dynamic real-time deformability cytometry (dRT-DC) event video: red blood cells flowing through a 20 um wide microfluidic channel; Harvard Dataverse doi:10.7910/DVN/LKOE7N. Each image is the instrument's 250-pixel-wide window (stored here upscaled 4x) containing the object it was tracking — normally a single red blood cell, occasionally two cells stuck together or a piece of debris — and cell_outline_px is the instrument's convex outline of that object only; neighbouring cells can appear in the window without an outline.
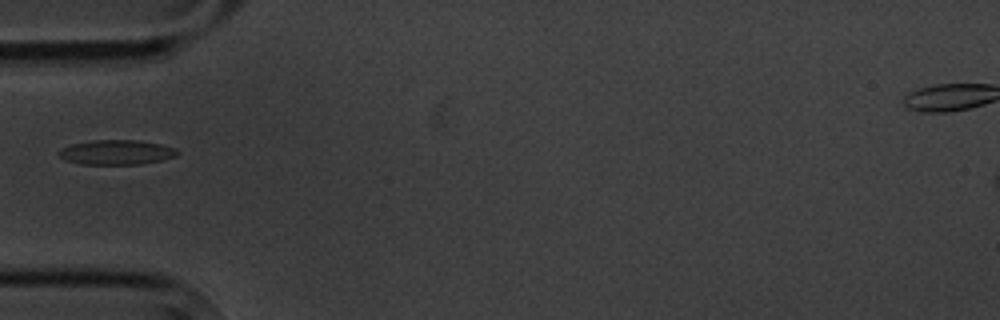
{"species": "common noctule bat (a hibernating species)", "species_latin": "Nyctalus noctula", "temperature_condition": "cold", "stored_images_in_passage": 12, "camera_frame_rate_fps": 3000, "um_per_image_px": 0.085, "animal": {"sex": "male", "body_mass_g": 20.1, "forearm_length_mm": 53.5}, "frame": {"image": 1, "passage_image": 2, "time_ms": 1.333, "image_size_px": [1000, 320], "cell_outline_px": [[180, 152], [176, 156], [160, 160], [140, 164], [80, 164], [64, 160], [56, 152], [60, 148], [72, 144], [92, 140], [140, 140], [160, 144], [176, 148]], "centroid_in_image_um": [9.88, 12.94], "position_along_channel_um": 75.1, "area_um2": 17.17}}
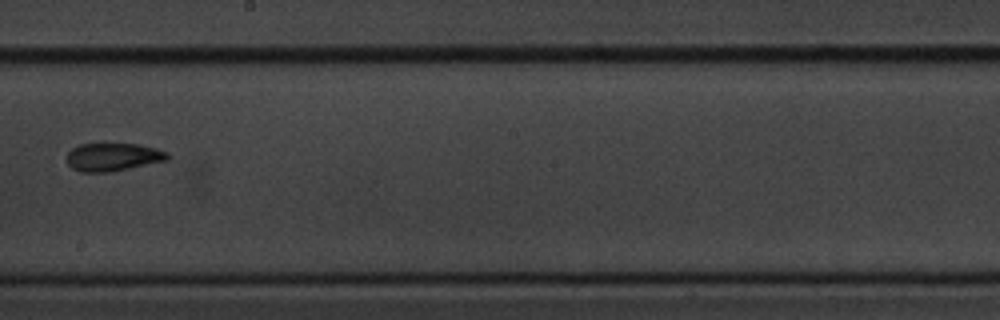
{"frame": {"image": 2, "passage_image": 6, "time_ms": 6.0, "image_size_px": [1000, 320], "cell_outline_px": [[168, 160], [108, 172], [80, 172], [72, 168], [68, 164], [68, 152], [72, 148], [80, 144], [104, 140], [140, 144], [156, 148], [168, 152]], "centroid_in_image_um": [9.58, 13.28], "position_along_channel_um": 238.6, "area_um2": 17.17}}
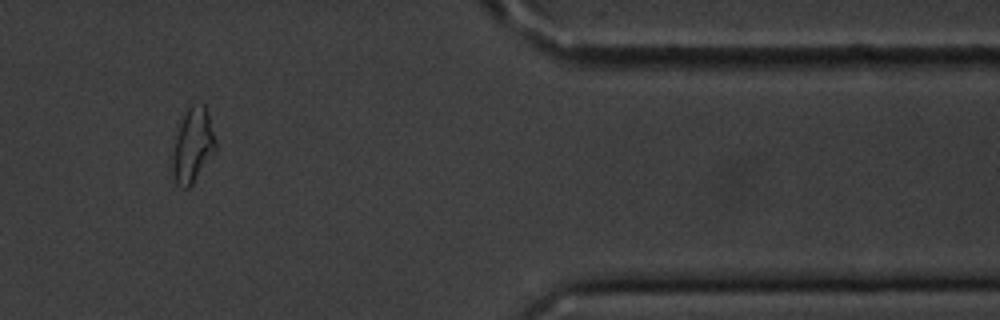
{"frame": {"image": 3, "passage_image": 10, "time_ms": 11.333, "image_size_px": [1000, 320], "cell_outline_px": [[216, 148], [192, 184], [188, 188], [180, 188], [176, 184], [168, 164], [176, 136], [180, 124], [188, 104], [204, 104], [208, 112], [216, 140]], "centroid_in_image_um": [16.33, 12.37], "position_along_channel_um": 395.1, "area_um2": 19.02}, "authors_computed_cell_mechanics": {"area_um2": 17.1666, "velocity_mm_per_s": 3.4931, "shape_relaxation_time_tau1_ms": 4.207, "shape_relaxation_time_tau2_ms": 3.6529, "deformation_change_tau1": 0.1145, "deformation_change_tau2": 0.0998}}